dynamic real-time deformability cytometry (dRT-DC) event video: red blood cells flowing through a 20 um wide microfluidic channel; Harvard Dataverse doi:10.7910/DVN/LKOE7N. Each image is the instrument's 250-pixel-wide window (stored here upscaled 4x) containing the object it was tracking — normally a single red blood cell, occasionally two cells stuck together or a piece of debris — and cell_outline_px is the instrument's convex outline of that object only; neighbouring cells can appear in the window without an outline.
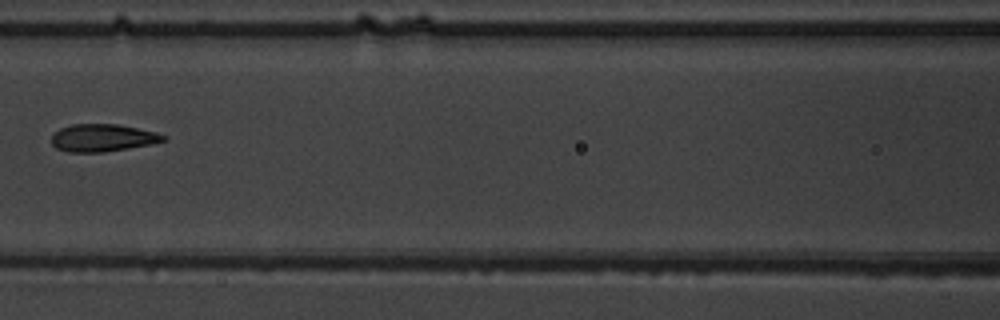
{"species": "common noctule bat (a hibernating species)", "species_latin": "Nyctalus noctula", "temperature_condition": "warm", "stored_images_in_passage": 5, "camera_frame_rate_fps": 3000, "um_per_image_px": 0.085, "animal": {"sex": "male", "body_mass_g": 19.5, "forearm_length_mm": 54.6}, "frame": {"image": 1, "passage_image": 3, "time_ms": 2.333, "image_size_px": [1000, 320], "cell_outline_px": [[168, 140], [152, 144], [104, 152], [68, 152], [56, 148], [52, 144], [52, 136], [60, 128], [72, 124], [116, 124], [156, 132], [168, 136]], "centroid_in_image_um": [8.75, 11.72], "position_along_channel_um": 157.8, "area_um2": 17.92}}
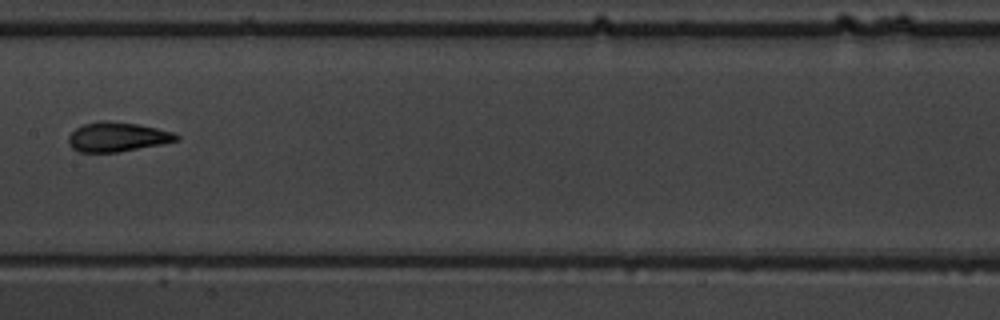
{"frame": {"image": 2, "passage_image": 4, "time_ms": 3.333, "image_size_px": [1000, 320], "cell_outline_px": [[180, 140], [160, 144], [116, 152], [80, 152], [72, 148], [68, 144], [68, 136], [76, 128], [84, 124], [100, 120], [108, 120], [136, 124], [156, 128], [172, 132], [180, 136]], "centroid_in_image_um": [9.94, 11.63], "position_along_channel_um": 197.5, "area_um2": 18.38}}
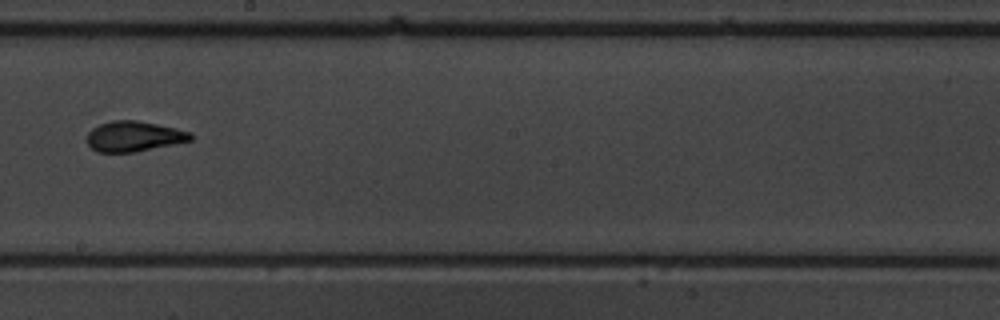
{"frame": {"image": 3, "passage_image": 5, "time_ms": 4.333, "image_size_px": [1000, 320], "cell_outline_px": [[192, 140], [136, 152], [96, 152], [88, 144], [88, 132], [92, 128], [100, 124], [112, 120], [136, 120], [176, 128], [192, 132]], "centroid_in_image_um": [11.38, 11.59], "position_along_channel_um": 236.8, "area_um2": 18.26}}